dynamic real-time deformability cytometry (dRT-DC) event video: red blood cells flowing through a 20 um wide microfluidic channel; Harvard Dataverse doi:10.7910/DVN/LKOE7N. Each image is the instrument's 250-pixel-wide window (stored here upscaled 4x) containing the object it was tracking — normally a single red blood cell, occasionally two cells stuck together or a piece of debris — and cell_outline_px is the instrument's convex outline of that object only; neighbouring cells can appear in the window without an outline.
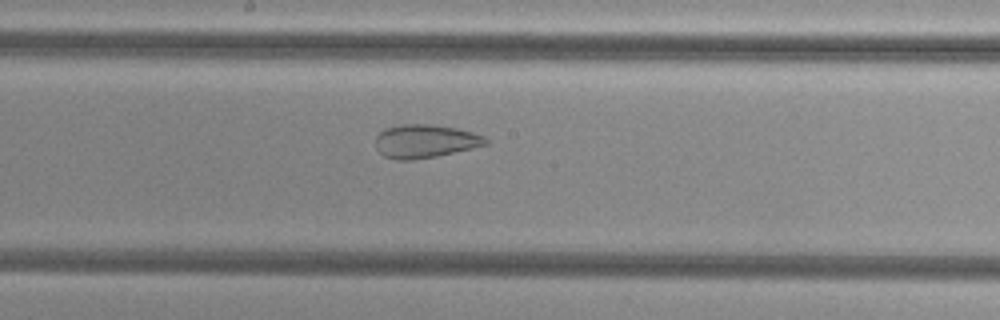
{"species": "common noctule bat (a hibernating species)", "species_latin": "Nyctalus noctula", "temperature_condition": "cold", "stored_images_in_passage": 36, "camera_frame_rate_fps": 3000, "um_per_image_px": 0.085, "animal": {"sex": "female", "body_mass_g": 29.2, "forearm_length_mm": 56.3}, "frame": {"image": 1, "passage_image": 13, "time_ms": 4.0, "image_size_px": [1000, 320], "cell_outline_px": [[488, 144], [472, 148], [436, 156], [412, 160], [396, 160], [384, 156], [376, 148], [376, 136], [380, 132], [388, 128], [400, 124], [428, 124], [456, 128], [472, 132], [484, 136], [488, 140]], "centroid_in_image_um": [36.13, 12.0], "position_along_channel_um": 212.1, "area_um2": 21.27}}
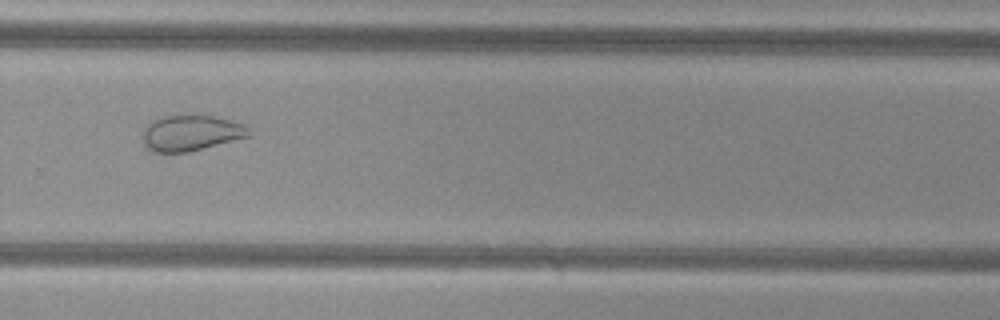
{"frame": {"image": 2, "passage_image": 21, "time_ms": 6.667, "image_size_px": [1000, 320], "cell_outline_px": [[256, 132], [252, 136], [188, 152], [152, 152], [144, 144], [140, 136], [144, 128], [152, 120], [160, 116], [212, 116], [244, 124]], "centroid_in_image_um": [16.25, 11.31], "position_along_channel_um": 313.5, "area_um2": 22.37}}
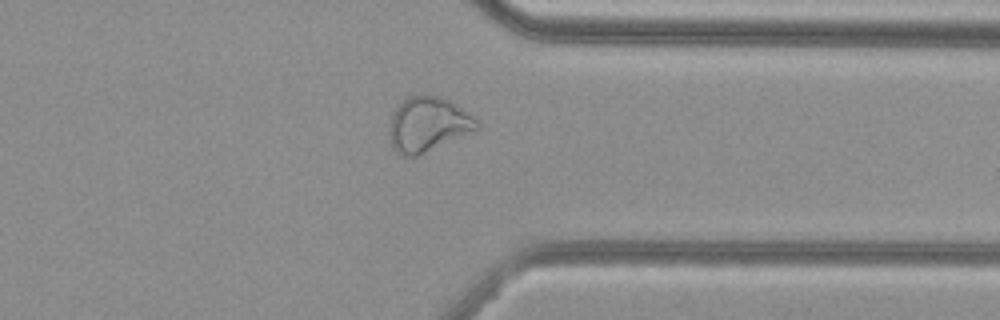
{"frame": {"image": 3, "passage_image": 26, "time_ms": 8.333, "image_size_px": [1000, 320], "cell_outline_px": [[480, 128], [416, 156], [400, 156], [392, 148], [388, 136], [392, 112], [408, 96], [420, 92], [440, 96], [452, 100], [472, 116], [480, 124]], "centroid_in_image_um": [36.34, 10.53], "position_along_channel_um": 375.1, "area_um2": 28.21}, "authors_computed_cell_mechanics": {"area_um2": 25.2875, "velocity_mm_per_s": 3.8143, "shape_relaxation_time_tau1_ms": null, "shape_relaxation_time_tau2_ms": 1.6285, "deformation_change_tau1": null, "deformation_change_tau2": 0.0847}}